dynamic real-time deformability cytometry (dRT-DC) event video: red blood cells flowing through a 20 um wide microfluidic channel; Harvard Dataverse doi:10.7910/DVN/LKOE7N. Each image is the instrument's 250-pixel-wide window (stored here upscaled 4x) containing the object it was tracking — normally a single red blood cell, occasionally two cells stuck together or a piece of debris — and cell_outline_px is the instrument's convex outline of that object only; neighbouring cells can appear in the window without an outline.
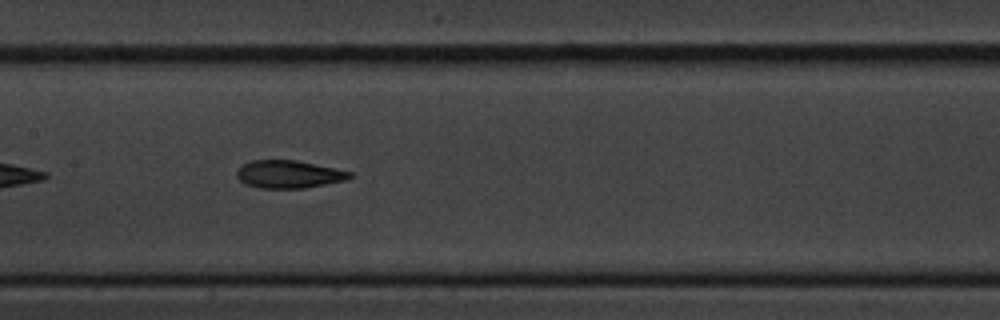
{"species": "common noctule bat (a hibernating species)", "species_latin": "Nyctalus noctula", "temperature_condition": "cold", "stored_images_in_passage": 19, "camera_frame_rate_fps": 3000, "um_per_image_px": 0.085, "animal": {"sex": "male", "body_mass_g": 20.1, "forearm_length_mm": 53.5}, "frame": {"image": 1, "passage_image": 11, "time_ms": 3.333, "image_size_px": [1000, 320], "cell_outline_px": [[352, 176], [344, 180], [304, 188], [260, 188], [244, 184], [236, 176], [236, 172], [244, 164], [252, 160], [296, 160], [352, 172]], "centroid_in_image_um": [24.51, 14.81], "position_along_channel_um": 182.9, "area_um2": 18.03}}